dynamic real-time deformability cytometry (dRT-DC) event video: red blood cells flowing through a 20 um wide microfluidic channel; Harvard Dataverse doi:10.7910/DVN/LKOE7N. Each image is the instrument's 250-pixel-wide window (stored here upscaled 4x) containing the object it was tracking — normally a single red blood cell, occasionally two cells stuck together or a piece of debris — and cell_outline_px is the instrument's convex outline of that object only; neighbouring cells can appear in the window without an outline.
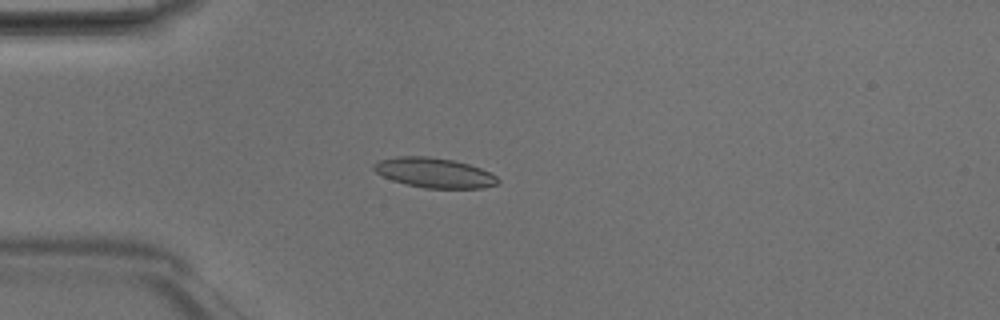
{"species": "Egyptian fruit bat (a non-hibernating species)", "species_latin": "Rousettus aegyptiacus", "temperature_condition": "room temperature", "stored_images_in_passage": 49, "camera_frame_rate_fps": 3000, "um_per_image_px": 0.085, "animal": {"sex": "male"}, "frame": {"image": 1, "passage_image": 14, "time_ms": 4.333, "image_size_px": [1000, 320], "cell_outline_px": [[500, 180], [496, 184], [484, 188], [424, 188], [392, 180], [376, 172], [372, 168], [372, 164], [380, 160], [396, 156], [428, 156], [452, 160], [468, 164], [480, 168], [496, 176]], "centroid_in_image_um": [36.9, 14.68], "position_along_channel_um": 48.1, "area_um2": 21.44}}
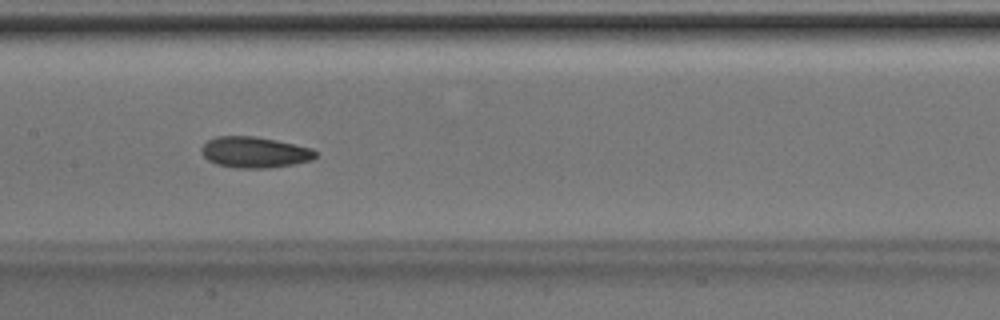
{"frame": {"image": 2, "passage_image": 25, "time_ms": 8.0, "image_size_px": [1000, 320], "cell_outline_px": [[316, 156], [312, 160], [292, 164], [268, 168], [236, 168], [216, 164], [208, 160], [200, 152], [200, 148], [208, 140], [216, 136], [256, 136], [276, 140], [312, 148], [316, 152]], "centroid_in_image_um": [21.61, 12.94], "position_along_channel_um": 185.8, "area_um2": 20.63}}
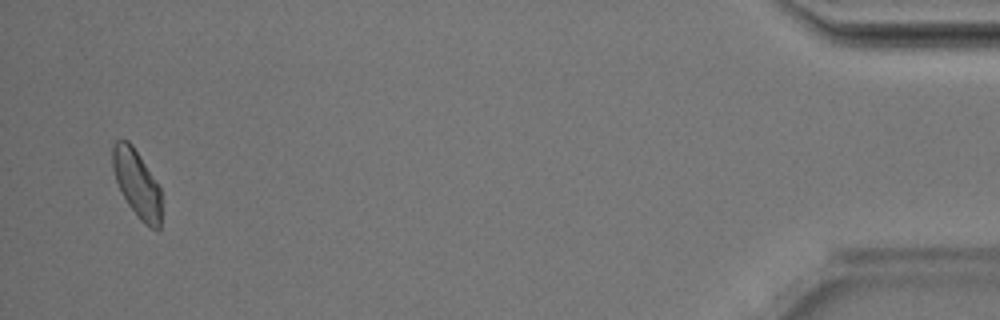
{"frame": {"image": 3, "passage_image": 48, "time_ms": 15.667, "image_size_px": [1000, 320], "cell_outline_px": [[160, 228], [156, 232], [144, 224], [140, 220], [128, 204], [116, 180], [112, 168], [112, 148], [116, 140], [128, 140], [132, 144], [160, 188]], "centroid_in_image_um": [11.63, 15.62], "position_along_channel_um": 423.6, "area_um2": 18.9}, "authors_computed_cell_mechanics": {"area_um2": 20.3456, "velocity_mm_per_s": 4.1711, "shape_relaxation_time_tau1_ms": 4.0347, "shape_relaxation_time_tau2_ms": 3.1646, "deformation_change_tau1": 0.1148, "deformation_change_tau2": 0.0907}}